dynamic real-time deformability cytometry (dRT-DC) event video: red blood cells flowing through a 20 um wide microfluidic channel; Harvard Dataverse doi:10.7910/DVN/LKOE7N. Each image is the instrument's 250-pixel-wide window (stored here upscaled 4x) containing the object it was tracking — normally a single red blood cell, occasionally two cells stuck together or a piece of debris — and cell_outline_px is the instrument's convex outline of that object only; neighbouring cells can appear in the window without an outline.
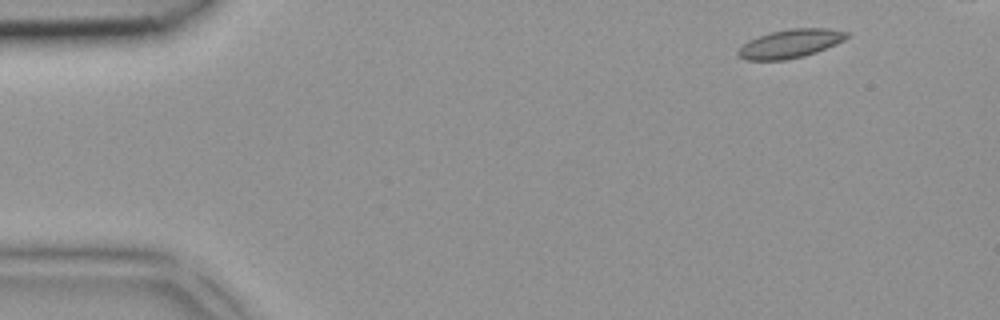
{"species": "common noctule bat (a hibernating species)", "species_latin": "Nyctalus noctula", "temperature_condition": "room temperature", "stored_images_in_passage": 4, "camera_frame_rate_fps": 3000, "um_per_image_px": 0.085, "animal": {"sex": "female", "body_mass_g": 18.4}, "frame": {"image": 1, "passage_image": 1, "time_ms": 0.0, "image_size_px": [1000, 320], "cell_outline_px": [[852, 36], [836, 44], [816, 52], [804, 56], [784, 60], [744, 60], [736, 56], [736, 52], [748, 40], [772, 32], [792, 28], [828, 28], [852, 32]], "centroid_in_image_um": [67.22, 3.71], "position_along_channel_um": 17.8, "area_um2": 18.26}}